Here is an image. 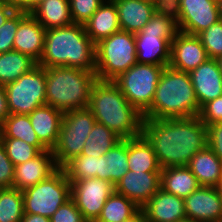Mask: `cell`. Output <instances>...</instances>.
<instances>
[{"mask_svg":"<svg viewBox=\"0 0 222 222\" xmlns=\"http://www.w3.org/2000/svg\"><path fill=\"white\" fill-rule=\"evenodd\" d=\"M142 134L152 144L161 168L187 166L207 145V126L198 116L143 118Z\"/></svg>","mask_w":222,"mask_h":222,"instance_id":"obj_1","label":"cell"},{"mask_svg":"<svg viewBox=\"0 0 222 222\" xmlns=\"http://www.w3.org/2000/svg\"><path fill=\"white\" fill-rule=\"evenodd\" d=\"M38 65L44 68L73 67L96 74L95 44L87 35L85 26L73 23L46 29Z\"/></svg>","mask_w":222,"mask_h":222,"instance_id":"obj_2","label":"cell"},{"mask_svg":"<svg viewBox=\"0 0 222 222\" xmlns=\"http://www.w3.org/2000/svg\"><path fill=\"white\" fill-rule=\"evenodd\" d=\"M88 108L96 122L111 129L121 139L142 134L143 115L132 106L113 81L96 80Z\"/></svg>","mask_w":222,"mask_h":222,"instance_id":"obj_3","label":"cell"},{"mask_svg":"<svg viewBox=\"0 0 222 222\" xmlns=\"http://www.w3.org/2000/svg\"><path fill=\"white\" fill-rule=\"evenodd\" d=\"M200 109L189 73L166 66L152 104L142 115L149 119L188 118L198 116Z\"/></svg>","mask_w":222,"mask_h":222,"instance_id":"obj_4","label":"cell"},{"mask_svg":"<svg viewBox=\"0 0 222 222\" xmlns=\"http://www.w3.org/2000/svg\"><path fill=\"white\" fill-rule=\"evenodd\" d=\"M96 74L73 67L46 68V104L62 112L87 108Z\"/></svg>","mask_w":222,"mask_h":222,"instance_id":"obj_5","label":"cell"},{"mask_svg":"<svg viewBox=\"0 0 222 222\" xmlns=\"http://www.w3.org/2000/svg\"><path fill=\"white\" fill-rule=\"evenodd\" d=\"M95 56L97 79L113 81L137 63L135 34L113 33L95 45Z\"/></svg>","mask_w":222,"mask_h":222,"instance_id":"obj_6","label":"cell"},{"mask_svg":"<svg viewBox=\"0 0 222 222\" xmlns=\"http://www.w3.org/2000/svg\"><path fill=\"white\" fill-rule=\"evenodd\" d=\"M95 122L96 119L88 107L63 112L58 141L52 150L58 168L81 155L85 140Z\"/></svg>","mask_w":222,"mask_h":222,"instance_id":"obj_7","label":"cell"},{"mask_svg":"<svg viewBox=\"0 0 222 222\" xmlns=\"http://www.w3.org/2000/svg\"><path fill=\"white\" fill-rule=\"evenodd\" d=\"M24 213L50 218L71 198V183L59 168L46 180L22 191Z\"/></svg>","mask_w":222,"mask_h":222,"instance_id":"obj_8","label":"cell"},{"mask_svg":"<svg viewBox=\"0 0 222 222\" xmlns=\"http://www.w3.org/2000/svg\"><path fill=\"white\" fill-rule=\"evenodd\" d=\"M165 67L136 63L113 82L128 102L143 114L152 104L157 84Z\"/></svg>","mask_w":222,"mask_h":222,"instance_id":"obj_9","label":"cell"},{"mask_svg":"<svg viewBox=\"0 0 222 222\" xmlns=\"http://www.w3.org/2000/svg\"><path fill=\"white\" fill-rule=\"evenodd\" d=\"M4 87L10 114L28 115L46 104V68L37 65Z\"/></svg>","mask_w":222,"mask_h":222,"instance_id":"obj_10","label":"cell"},{"mask_svg":"<svg viewBox=\"0 0 222 222\" xmlns=\"http://www.w3.org/2000/svg\"><path fill=\"white\" fill-rule=\"evenodd\" d=\"M115 186L97 177L75 180L71 183V199L87 222L96 221Z\"/></svg>","mask_w":222,"mask_h":222,"instance_id":"obj_11","label":"cell"},{"mask_svg":"<svg viewBox=\"0 0 222 222\" xmlns=\"http://www.w3.org/2000/svg\"><path fill=\"white\" fill-rule=\"evenodd\" d=\"M220 20L217 0H180L179 31L198 35Z\"/></svg>","mask_w":222,"mask_h":222,"instance_id":"obj_12","label":"cell"},{"mask_svg":"<svg viewBox=\"0 0 222 222\" xmlns=\"http://www.w3.org/2000/svg\"><path fill=\"white\" fill-rule=\"evenodd\" d=\"M187 218L195 222H222V198L217 187L200 186L184 198Z\"/></svg>","mask_w":222,"mask_h":222,"instance_id":"obj_13","label":"cell"},{"mask_svg":"<svg viewBox=\"0 0 222 222\" xmlns=\"http://www.w3.org/2000/svg\"><path fill=\"white\" fill-rule=\"evenodd\" d=\"M209 59L197 35L179 32L171 41L170 63L173 69L190 73Z\"/></svg>","mask_w":222,"mask_h":222,"instance_id":"obj_14","label":"cell"},{"mask_svg":"<svg viewBox=\"0 0 222 222\" xmlns=\"http://www.w3.org/2000/svg\"><path fill=\"white\" fill-rule=\"evenodd\" d=\"M161 172L128 170L116 183L115 192L132 200L140 209L160 189Z\"/></svg>","mask_w":222,"mask_h":222,"instance_id":"obj_15","label":"cell"},{"mask_svg":"<svg viewBox=\"0 0 222 222\" xmlns=\"http://www.w3.org/2000/svg\"><path fill=\"white\" fill-rule=\"evenodd\" d=\"M58 169L52 150L42 151L33 159L15 166L12 187L24 191L46 180Z\"/></svg>","mask_w":222,"mask_h":222,"instance_id":"obj_16","label":"cell"},{"mask_svg":"<svg viewBox=\"0 0 222 222\" xmlns=\"http://www.w3.org/2000/svg\"><path fill=\"white\" fill-rule=\"evenodd\" d=\"M46 29L31 15L19 10V25L14 36V50L40 61L44 48Z\"/></svg>","mask_w":222,"mask_h":222,"instance_id":"obj_17","label":"cell"},{"mask_svg":"<svg viewBox=\"0 0 222 222\" xmlns=\"http://www.w3.org/2000/svg\"><path fill=\"white\" fill-rule=\"evenodd\" d=\"M199 107L222 96V74L216 59H208L189 73Z\"/></svg>","mask_w":222,"mask_h":222,"instance_id":"obj_18","label":"cell"},{"mask_svg":"<svg viewBox=\"0 0 222 222\" xmlns=\"http://www.w3.org/2000/svg\"><path fill=\"white\" fill-rule=\"evenodd\" d=\"M147 222H177L187 218L184 198L166 193L161 188L141 208Z\"/></svg>","mask_w":222,"mask_h":222,"instance_id":"obj_19","label":"cell"},{"mask_svg":"<svg viewBox=\"0 0 222 222\" xmlns=\"http://www.w3.org/2000/svg\"><path fill=\"white\" fill-rule=\"evenodd\" d=\"M28 116L39 141L48 150H53L58 141L63 112L44 104L34 109Z\"/></svg>","mask_w":222,"mask_h":222,"instance_id":"obj_20","label":"cell"},{"mask_svg":"<svg viewBox=\"0 0 222 222\" xmlns=\"http://www.w3.org/2000/svg\"><path fill=\"white\" fill-rule=\"evenodd\" d=\"M171 41L160 34L135 33L137 63L169 66Z\"/></svg>","mask_w":222,"mask_h":222,"instance_id":"obj_21","label":"cell"},{"mask_svg":"<svg viewBox=\"0 0 222 222\" xmlns=\"http://www.w3.org/2000/svg\"><path fill=\"white\" fill-rule=\"evenodd\" d=\"M117 9L120 30L140 32L154 14V5L149 0H113Z\"/></svg>","mask_w":222,"mask_h":222,"instance_id":"obj_22","label":"cell"},{"mask_svg":"<svg viewBox=\"0 0 222 222\" xmlns=\"http://www.w3.org/2000/svg\"><path fill=\"white\" fill-rule=\"evenodd\" d=\"M84 26L95 45L113 33L119 32V18L114 1L105 0Z\"/></svg>","mask_w":222,"mask_h":222,"instance_id":"obj_23","label":"cell"},{"mask_svg":"<svg viewBox=\"0 0 222 222\" xmlns=\"http://www.w3.org/2000/svg\"><path fill=\"white\" fill-rule=\"evenodd\" d=\"M187 167L201 186L217 187L222 179V161L208 145L190 159Z\"/></svg>","mask_w":222,"mask_h":222,"instance_id":"obj_24","label":"cell"},{"mask_svg":"<svg viewBox=\"0 0 222 222\" xmlns=\"http://www.w3.org/2000/svg\"><path fill=\"white\" fill-rule=\"evenodd\" d=\"M128 170V139H121L100 156V173H97V178L110 181L115 186Z\"/></svg>","mask_w":222,"mask_h":222,"instance_id":"obj_25","label":"cell"},{"mask_svg":"<svg viewBox=\"0 0 222 222\" xmlns=\"http://www.w3.org/2000/svg\"><path fill=\"white\" fill-rule=\"evenodd\" d=\"M201 185L187 166L162 168L160 188L166 193L186 198Z\"/></svg>","mask_w":222,"mask_h":222,"instance_id":"obj_26","label":"cell"},{"mask_svg":"<svg viewBox=\"0 0 222 222\" xmlns=\"http://www.w3.org/2000/svg\"><path fill=\"white\" fill-rule=\"evenodd\" d=\"M128 166L131 171L161 172L152 144L141 134L128 139Z\"/></svg>","mask_w":222,"mask_h":222,"instance_id":"obj_27","label":"cell"},{"mask_svg":"<svg viewBox=\"0 0 222 222\" xmlns=\"http://www.w3.org/2000/svg\"><path fill=\"white\" fill-rule=\"evenodd\" d=\"M30 13L45 29L73 24L69 0H43Z\"/></svg>","mask_w":222,"mask_h":222,"instance_id":"obj_28","label":"cell"},{"mask_svg":"<svg viewBox=\"0 0 222 222\" xmlns=\"http://www.w3.org/2000/svg\"><path fill=\"white\" fill-rule=\"evenodd\" d=\"M0 138H16L36 146L41 152L48 150L38 139L28 115L10 114L0 125Z\"/></svg>","mask_w":222,"mask_h":222,"instance_id":"obj_29","label":"cell"},{"mask_svg":"<svg viewBox=\"0 0 222 222\" xmlns=\"http://www.w3.org/2000/svg\"><path fill=\"white\" fill-rule=\"evenodd\" d=\"M37 65L38 62L31 56L16 50L0 53V85L16 81Z\"/></svg>","mask_w":222,"mask_h":222,"instance_id":"obj_30","label":"cell"},{"mask_svg":"<svg viewBox=\"0 0 222 222\" xmlns=\"http://www.w3.org/2000/svg\"><path fill=\"white\" fill-rule=\"evenodd\" d=\"M140 210L132 200L114 191L105 202L96 222H124Z\"/></svg>","mask_w":222,"mask_h":222,"instance_id":"obj_31","label":"cell"},{"mask_svg":"<svg viewBox=\"0 0 222 222\" xmlns=\"http://www.w3.org/2000/svg\"><path fill=\"white\" fill-rule=\"evenodd\" d=\"M120 140L121 138L111 129L101 123L95 122L92 130L85 140L81 155H92L96 157L103 156Z\"/></svg>","mask_w":222,"mask_h":222,"instance_id":"obj_32","label":"cell"},{"mask_svg":"<svg viewBox=\"0 0 222 222\" xmlns=\"http://www.w3.org/2000/svg\"><path fill=\"white\" fill-rule=\"evenodd\" d=\"M70 181L97 177V173H100V157L79 155L69 162H67L61 168Z\"/></svg>","mask_w":222,"mask_h":222,"instance_id":"obj_33","label":"cell"},{"mask_svg":"<svg viewBox=\"0 0 222 222\" xmlns=\"http://www.w3.org/2000/svg\"><path fill=\"white\" fill-rule=\"evenodd\" d=\"M23 215L22 191L5 187L0 193V222H21Z\"/></svg>","mask_w":222,"mask_h":222,"instance_id":"obj_34","label":"cell"},{"mask_svg":"<svg viewBox=\"0 0 222 222\" xmlns=\"http://www.w3.org/2000/svg\"><path fill=\"white\" fill-rule=\"evenodd\" d=\"M8 158L14 166L27 162L41 153L34 145L16 138H0Z\"/></svg>","mask_w":222,"mask_h":222,"instance_id":"obj_35","label":"cell"},{"mask_svg":"<svg viewBox=\"0 0 222 222\" xmlns=\"http://www.w3.org/2000/svg\"><path fill=\"white\" fill-rule=\"evenodd\" d=\"M209 59H217L222 56V19L203 30L197 35Z\"/></svg>","mask_w":222,"mask_h":222,"instance_id":"obj_36","label":"cell"},{"mask_svg":"<svg viewBox=\"0 0 222 222\" xmlns=\"http://www.w3.org/2000/svg\"><path fill=\"white\" fill-rule=\"evenodd\" d=\"M141 32L160 34L163 38H171L173 40L180 31L178 22L168 16L154 13Z\"/></svg>","mask_w":222,"mask_h":222,"instance_id":"obj_37","label":"cell"},{"mask_svg":"<svg viewBox=\"0 0 222 222\" xmlns=\"http://www.w3.org/2000/svg\"><path fill=\"white\" fill-rule=\"evenodd\" d=\"M105 0H69L73 23L84 25Z\"/></svg>","mask_w":222,"mask_h":222,"instance_id":"obj_38","label":"cell"},{"mask_svg":"<svg viewBox=\"0 0 222 222\" xmlns=\"http://www.w3.org/2000/svg\"><path fill=\"white\" fill-rule=\"evenodd\" d=\"M19 25V9H17L0 27V53L14 50V36Z\"/></svg>","mask_w":222,"mask_h":222,"instance_id":"obj_39","label":"cell"},{"mask_svg":"<svg viewBox=\"0 0 222 222\" xmlns=\"http://www.w3.org/2000/svg\"><path fill=\"white\" fill-rule=\"evenodd\" d=\"M51 222H87L70 198L50 217Z\"/></svg>","mask_w":222,"mask_h":222,"instance_id":"obj_40","label":"cell"},{"mask_svg":"<svg viewBox=\"0 0 222 222\" xmlns=\"http://www.w3.org/2000/svg\"><path fill=\"white\" fill-rule=\"evenodd\" d=\"M198 117L206 126L222 123V96L205 103Z\"/></svg>","mask_w":222,"mask_h":222,"instance_id":"obj_41","label":"cell"},{"mask_svg":"<svg viewBox=\"0 0 222 222\" xmlns=\"http://www.w3.org/2000/svg\"><path fill=\"white\" fill-rule=\"evenodd\" d=\"M15 166L8 158L2 142L0 141V183L5 187L13 186Z\"/></svg>","mask_w":222,"mask_h":222,"instance_id":"obj_42","label":"cell"},{"mask_svg":"<svg viewBox=\"0 0 222 222\" xmlns=\"http://www.w3.org/2000/svg\"><path fill=\"white\" fill-rule=\"evenodd\" d=\"M154 13L168 16L179 22L180 19V0H154Z\"/></svg>","mask_w":222,"mask_h":222,"instance_id":"obj_43","label":"cell"},{"mask_svg":"<svg viewBox=\"0 0 222 222\" xmlns=\"http://www.w3.org/2000/svg\"><path fill=\"white\" fill-rule=\"evenodd\" d=\"M207 143L222 161V123L207 126Z\"/></svg>","mask_w":222,"mask_h":222,"instance_id":"obj_44","label":"cell"},{"mask_svg":"<svg viewBox=\"0 0 222 222\" xmlns=\"http://www.w3.org/2000/svg\"><path fill=\"white\" fill-rule=\"evenodd\" d=\"M10 115L8 108L7 95L4 85H0V125Z\"/></svg>","mask_w":222,"mask_h":222,"instance_id":"obj_45","label":"cell"},{"mask_svg":"<svg viewBox=\"0 0 222 222\" xmlns=\"http://www.w3.org/2000/svg\"><path fill=\"white\" fill-rule=\"evenodd\" d=\"M17 10V7L11 0H7L0 5V27Z\"/></svg>","mask_w":222,"mask_h":222,"instance_id":"obj_46","label":"cell"},{"mask_svg":"<svg viewBox=\"0 0 222 222\" xmlns=\"http://www.w3.org/2000/svg\"><path fill=\"white\" fill-rule=\"evenodd\" d=\"M17 9L30 13L43 0H11Z\"/></svg>","mask_w":222,"mask_h":222,"instance_id":"obj_47","label":"cell"},{"mask_svg":"<svg viewBox=\"0 0 222 222\" xmlns=\"http://www.w3.org/2000/svg\"><path fill=\"white\" fill-rule=\"evenodd\" d=\"M21 222H51L50 218L37 214L24 213Z\"/></svg>","mask_w":222,"mask_h":222,"instance_id":"obj_48","label":"cell"},{"mask_svg":"<svg viewBox=\"0 0 222 222\" xmlns=\"http://www.w3.org/2000/svg\"><path fill=\"white\" fill-rule=\"evenodd\" d=\"M124 222H147L145 214L140 210L135 216Z\"/></svg>","mask_w":222,"mask_h":222,"instance_id":"obj_49","label":"cell"},{"mask_svg":"<svg viewBox=\"0 0 222 222\" xmlns=\"http://www.w3.org/2000/svg\"><path fill=\"white\" fill-rule=\"evenodd\" d=\"M220 19H222V0H218Z\"/></svg>","mask_w":222,"mask_h":222,"instance_id":"obj_50","label":"cell"},{"mask_svg":"<svg viewBox=\"0 0 222 222\" xmlns=\"http://www.w3.org/2000/svg\"><path fill=\"white\" fill-rule=\"evenodd\" d=\"M220 68V72L222 74V56H220L219 58L216 59Z\"/></svg>","mask_w":222,"mask_h":222,"instance_id":"obj_51","label":"cell"},{"mask_svg":"<svg viewBox=\"0 0 222 222\" xmlns=\"http://www.w3.org/2000/svg\"><path fill=\"white\" fill-rule=\"evenodd\" d=\"M218 190H219V193H220V196L222 198V179L220 180L218 186H217Z\"/></svg>","mask_w":222,"mask_h":222,"instance_id":"obj_52","label":"cell"},{"mask_svg":"<svg viewBox=\"0 0 222 222\" xmlns=\"http://www.w3.org/2000/svg\"><path fill=\"white\" fill-rule=\"evenodd\" d=\"M177 222H195V221H193V220H191L189 218H185V219L179 220Z\"/></svg>","mask_w":222,"mask_h":222,"instance_id":"obj_53","label":"cell"},{"mask_svg":"<svg viewBox=\"0 0 222 222\" xmlns=\"http://www.w3.org/2000/svg\"><path fill=\"white\" fill-rule=\"evenodd\" d=\"M5 189V186H3L1 183H0V193Z\"/></svg>","mask_w":222,"mask_h":222,"instance_id":"obj_54","label":"cell"},{"mask_svg":"<svg viewBox=\"0 0 222 222\" xmlns=\"http://www.w3.org/2000/svg\"><path fill=\"white\" fill-rule=\"evenodd\" d=\"M7 0H0V5L5 3Z\"/></svg>","mask_w":222,"mask_h":222,"instance_id":"obj_55","label":"cell"}]
</instances>
